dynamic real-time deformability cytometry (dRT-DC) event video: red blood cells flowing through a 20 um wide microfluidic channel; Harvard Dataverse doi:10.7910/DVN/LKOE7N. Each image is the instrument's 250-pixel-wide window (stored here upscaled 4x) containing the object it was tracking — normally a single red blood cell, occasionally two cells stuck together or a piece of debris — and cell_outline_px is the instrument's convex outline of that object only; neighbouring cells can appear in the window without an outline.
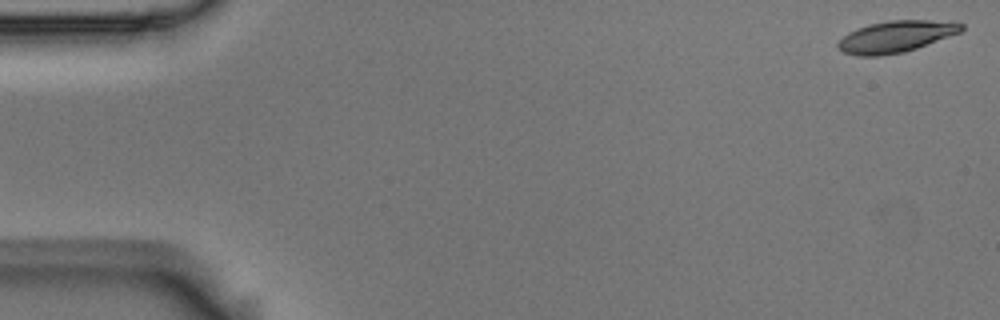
{"species": "Egyptian fruit bat (a non-hibernating species)", "species_latin": "Rousettus aegyptiacus", "temperature_condition": "room temperature", "stored_images_in_passage": 6, "camera_frame_rate_fps": 3000, "um_per_image_px": 0.085, "animal": {"sex": "male"}, "frame": {"image": 1, "passage_image": 1, "time_ms": 0.0, "image_size_px": [1000, 320], "cell_outline_px": [[964, 28], [960, 32], [916, 48], [904, 52], [880, 56], [856, 56], [844, 52], [836, 44], [848, 32], [856, 28], [868, 24], [888, 20], [928, 20], [964, 24]], "centroid_in_image_um": [76.1, 3.11], "position_along_channel_um": 8.9, "area_um2": 22.48}}
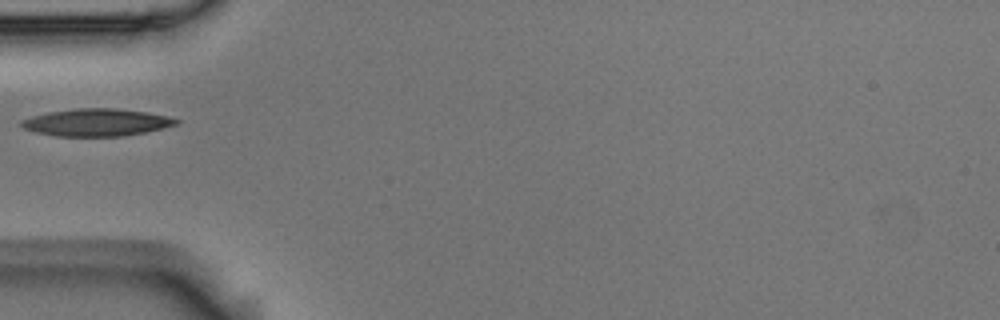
{"frame": {"image": 2, "passage_image": 5, "time_ms": 1.333, "image_size_px": [1000, 320], "cell_outline_px": [[180, 124], [164, 128], [124, 136], [56, 136], [36, 132], [24, 128], [20, 124], [20, 120], [32, 116], [48, 112], [76, 108], [116, 108], [148, 112], [168, 116], [180, 120]], "centroid_in_image_um": [8.24, 10.4], "position_along_channel_um": 76.8, "area_um2": 24.8}}
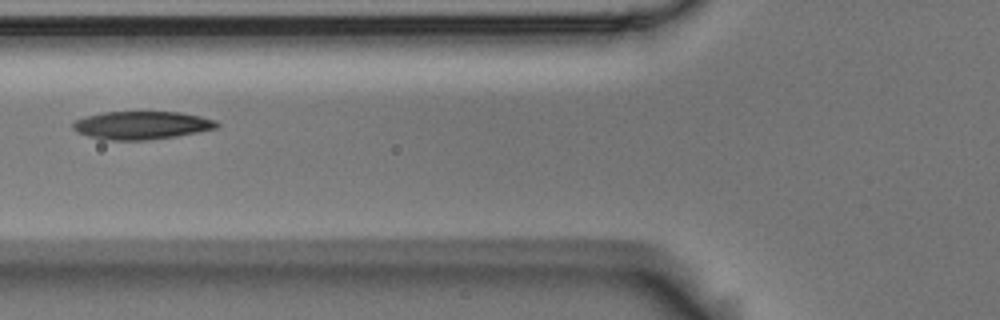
{"frame": {"image": 3, "passage_image": 6, "time_ms": 1.667, "image_size_px": [1000, 320], "cell_outline_px": [[220, 124], [216, 128], [176, 136], [148, 140], [104, 140], [88, 136], [72, 128], [72, 124], [76, 120], [88, 116], [104, 112], [180, 112], [200, 116], [216, 120]], "centroid_in_image_um": [12.05, 10.65], "position_along_channel_um": 113.7, "area_um2": 23.35}}